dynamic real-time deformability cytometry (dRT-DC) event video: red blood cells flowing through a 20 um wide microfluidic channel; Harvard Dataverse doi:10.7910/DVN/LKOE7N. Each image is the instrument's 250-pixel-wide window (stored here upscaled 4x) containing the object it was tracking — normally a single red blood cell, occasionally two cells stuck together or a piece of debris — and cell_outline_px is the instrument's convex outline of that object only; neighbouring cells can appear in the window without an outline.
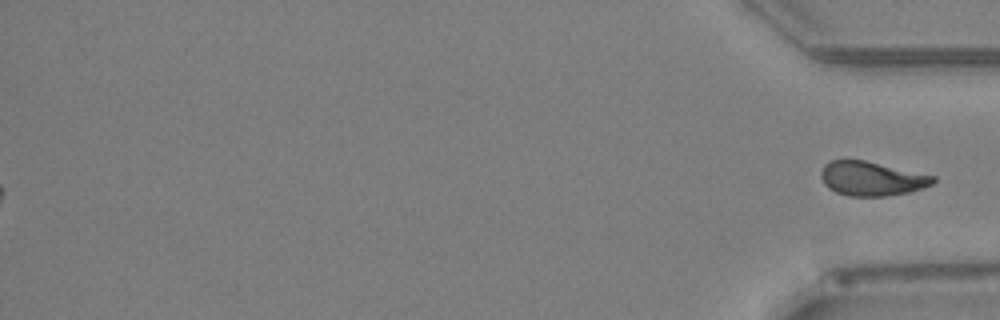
{"species": "Egyptian fruit bat (a non-hibernating species)", "species_latin": "Rousettus aegyptiacus", "temperature_condition": "warm", "stored_images_in_passage": 48, "segment_of_instrument_passage": [2, 2], "camera_frame_rate_fps": 3000, "um_per_image_px": 0.085, "animal": {"sex": "female"}, "frame": {"image": 1, "passage_image": 48, "time_ms": 15.667, "image_size_px": [1000, 320], "cell_outline_px": [[936, 180], [932, 184], [924, 188], [908, 192], [888, 196], [848, 196], [836, 192], [828, 188], [824, 184], [820, 176], [820, 172], [824, 164], [832, 160], [864, 160], [936, 176]], "centroid_in_image_um": [74.08, 15.18], "position_along_channel_um": 361.1, "area_um2": 22.43}}